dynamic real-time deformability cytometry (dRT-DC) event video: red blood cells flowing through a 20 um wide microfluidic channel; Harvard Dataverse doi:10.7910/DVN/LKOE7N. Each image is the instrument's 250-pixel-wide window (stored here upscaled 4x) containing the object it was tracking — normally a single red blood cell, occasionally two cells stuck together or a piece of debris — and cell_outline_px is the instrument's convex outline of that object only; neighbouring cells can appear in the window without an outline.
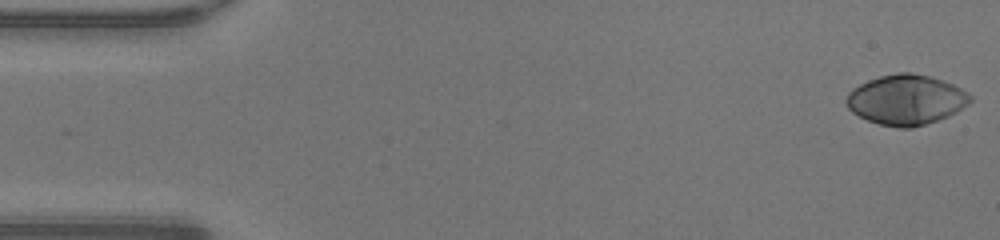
{"species": "human", "species_latin": "Homo sapiens", "temperature_condition": "warm", "stored_images_in_passage": 48, "camera_frame_rate_fps": 3000, "um_per_image_px": 0.085, "donor": {"sex": "male"}, "frame": {"image": 1, "passage_image": 1, "time_ms": 0.0, "image_size_px": [1000, 240], "cell_outline_px": [[972, 100], [968, 104], [956, 112], [948, 116], [912, 128], [900, 128], [880, 124], [868, 120], [852, 112], [848, 108], [844, 100], [848, 92], [852, 88], [868, 80], [880, 76], [896, 72], [912, 72], [928, 76], [952, 84], [968, 92], [972, 96]], "centroid_in_image_um": [77.0, 8.47], "position_along_channel_um": 8.0, "area_um2": 36.07}}
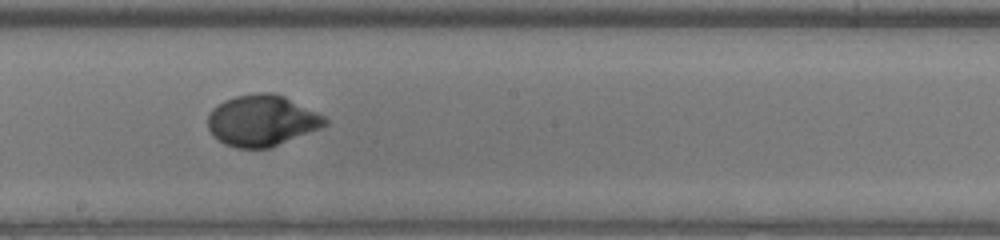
{"frame": {"image": 2, "passage_image": 26, "time_ms": 8.333, "image_size_px": [1000, 240], "cell_outline_px": [[328, 124], [320, 128], [268, 148], [236, 148], [224, 144], [212, 136], [208, 128], [208, 116], [212, 108], [224, 100], [236, 96], [260, 92], [272, 92], [284, 96], [324, 116], [328, 120]], "centroid_in_image_um": [22.22, 10.25], "position_along_channel_um": 226.0, "area_um2": 34.74}}
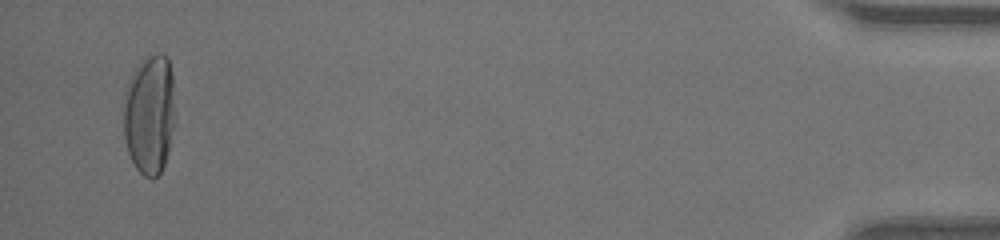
{"frame": {"image": 3, "passage_image": 46, "time_ms": 15.0, "image_size_px": [1000, 240], "cell_outline_px": [[176, 120], [168, 152], [164, 164], [160, 172], [152, 180], [144, 176], [136, 168], [128, 152], [124, 136], [124, 88], [132, 72], [140, 60], [156, 52], [160, 52], [168, 56], [172, 72], [176, 116]], "centroid_in_image_um": [12.73, 9.66], "position_along_channel_um": 422.5, "area_um2": 36.99}, "authors_computed_cell_mechanics": {"area_um2": 34.6222, "velocity_mm_per_s": 4.3221, "shape_relaxation_time_tau1_ms": 3.2006, "shape_relaxation_time_tau2_ms": null, "deformation_change_tau1": 0.2302, "deformation_change_tau2": null}}